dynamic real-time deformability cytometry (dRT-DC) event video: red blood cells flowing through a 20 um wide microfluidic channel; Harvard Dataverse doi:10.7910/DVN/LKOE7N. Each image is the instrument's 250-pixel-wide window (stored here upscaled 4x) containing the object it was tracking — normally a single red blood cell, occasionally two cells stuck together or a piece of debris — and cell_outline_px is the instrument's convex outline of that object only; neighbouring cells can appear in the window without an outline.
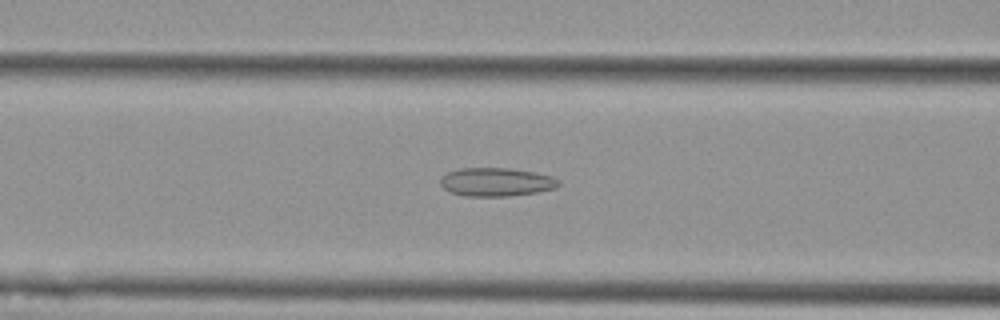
{"species": "Egyptian fruit bat (a non-hibernating species)", "species_latin": "Rousettus aegyptiacus", "temperature_condition": "cold", "stored_images_in_passage": 53, "camera_frame_rate_fps": 3000, "um_per_image_px": 0.085, "animal": {"sex": "female"}, "frame": {"image": 1, "passage_image": 19, "time_ms": 6.0, "image_size_px": [1000, 320], "cell_outline_px": [[560, 184], [556, 188], [536, 192], [508, 196], [464, 196], [448, 192], [440, 184], [440, 176], [448, 172], [460, 168], [508, 168], [536, 172], [552, 176], [560, 180]], "centroid_in_image_um": [42.17, 15.47], "position_along_channel_um": 124.4, "area_um2": 19.83}}
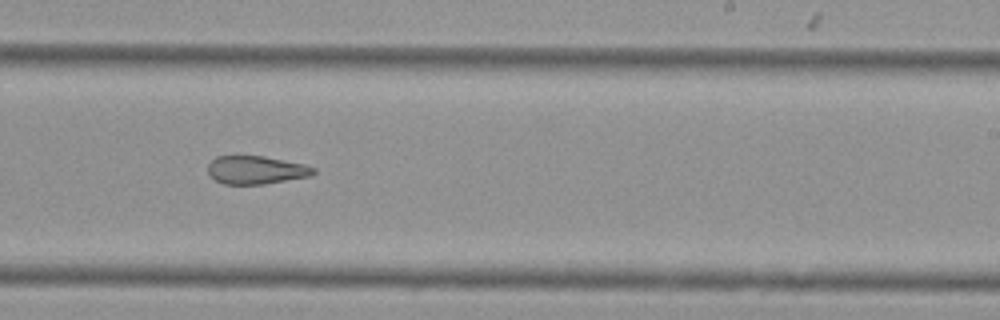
{"frame": {"image": 2, "passage_image": 31, "time_ms": 10.0, "image_size_px": [1000, 320], "cell_outline_px": [[316, 172], [312, 176], [264, 184], [224, 184], [216, 180], [208, 172], [208, 164], [216, 156], [264, 156], [304, 164], [316, 168]], "centroid_in_image_um": [21.79, 14.45], "position_along_channel_um": 267.2, "area_um2": 17.34}}
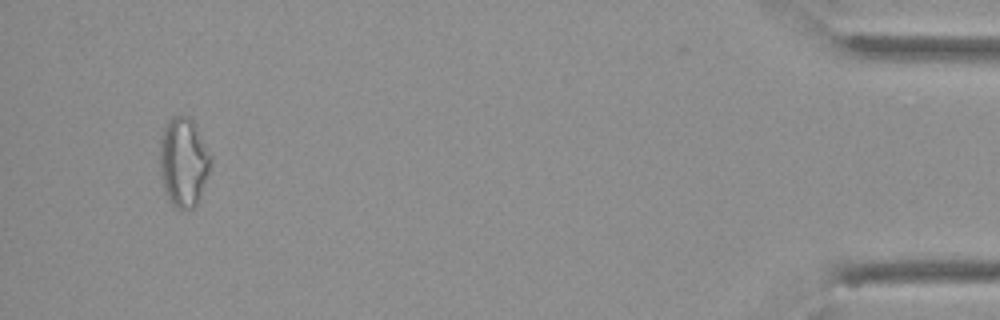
{"frame": {"image": 3, "passage_image": 50, "time_ms": 16.333, "image_size_px": [1000, 320], "cell_outline_px": [[212, 156], [208, 176], [200, 196], [196, 204], [192, 208], [176, 208], [172, 204], [164, 188], [160, 172], [160, 140], [164, 128], [168, 120], [172, 116], [188, 116], [196, 124]], "centroid_in_image_um": [15.61, 13.74], "position_along_channel_um": 419.6, "area_um2": 26.41}, "authors_computed_cell_mechanics": {"area_um2": 21.7906, "velocity_mm_per_s": 3.5857, "shape_relaxation_time_tau1_ms": null, "shape_relaxation_time_tau2_ms": 5.2346, "deformation_change_tau1": null, "deformation_change_tau2": 0.1533}}